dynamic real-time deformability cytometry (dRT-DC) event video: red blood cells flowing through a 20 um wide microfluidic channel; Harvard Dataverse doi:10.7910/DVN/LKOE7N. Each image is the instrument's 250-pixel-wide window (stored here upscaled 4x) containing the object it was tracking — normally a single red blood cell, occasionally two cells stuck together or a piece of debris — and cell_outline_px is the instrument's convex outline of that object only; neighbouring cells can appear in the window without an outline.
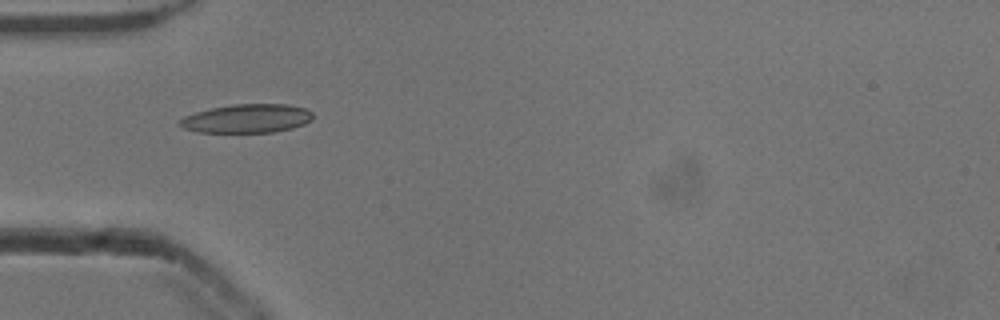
{"species": "common noctule bat (a hibernating species)", "species_latin": "Nyctalus noctula", "temperature_condition": "cold", "stored_images_in_passage": 22, "camera_frame_rate_fps": 3000, "um_per_image_px": 0.085, "animal": {"sex": "male", "body_mass_g": 13.3}, "frame": {"image": 1, "passage_image": 1, "time_ms": 0.0, "image_size_px": [1000, 320], "cell_outline_px": [[312, 120], [304, 124], [292, 128], [272, 132], [196, 132], [184, 128], [180, 124], [180, 120], [184, 116], [196, 112], [212, 108], [232, 104], [288, 104], [304, 108], [312, 112]], "centroid_in_image_um": [21.01, 10.07], "position_along_channel_um": 64.0, "area_um2": 22.14}}
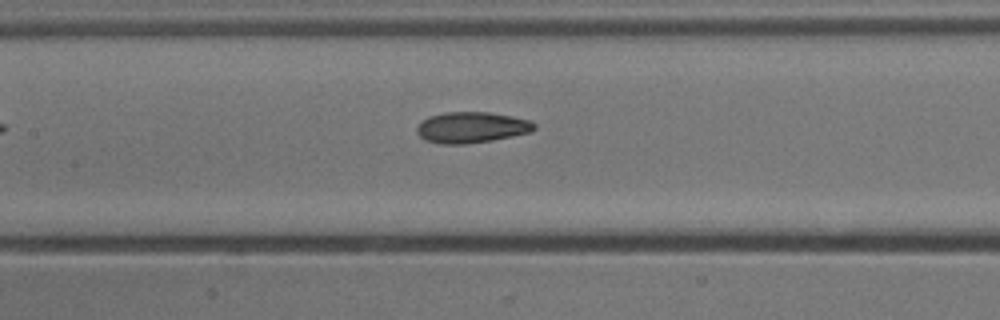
{"frame": {"image": 2, "passage_image": 9, "time_ms": 2.667, "image_size_px": [1000, 320], "cell_outline_px": [[536, 128], [528, 132], [512, 136], [492, 140], [464, 144], [440, 144], [428, 140], [420, 136], [416, 132], [416, 128], [428, 116], [444, 112], [492, 112], [532, 120], [536, 124]], "centroid_in_image_um": [40.1, 10.81], "position_along_channel_um": 167.3, "area_um2": 21.15}}
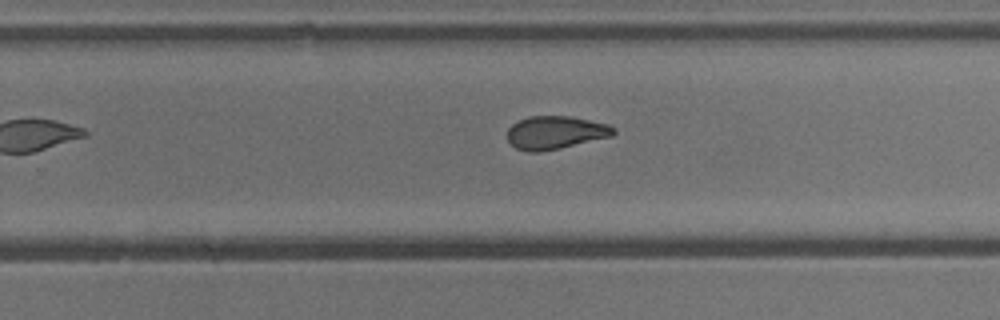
{"frame": {"image": 3, "passage_image": 18, "time_ms": 5.667, "image_size_px": [1000, 320], "cell_outline_px": [[616, 132], [612, 136], [560, 148], [540, 152], [528, 152], [516, 148], [508, 140], [508, 128], [512, 124], [528, 116], [572, 116], [608, 124], [616, 128]], "centroid_in_image_um": [47.22, 11.26], "position_along_channel_um": 282.6, "area_um2": 20.52}}